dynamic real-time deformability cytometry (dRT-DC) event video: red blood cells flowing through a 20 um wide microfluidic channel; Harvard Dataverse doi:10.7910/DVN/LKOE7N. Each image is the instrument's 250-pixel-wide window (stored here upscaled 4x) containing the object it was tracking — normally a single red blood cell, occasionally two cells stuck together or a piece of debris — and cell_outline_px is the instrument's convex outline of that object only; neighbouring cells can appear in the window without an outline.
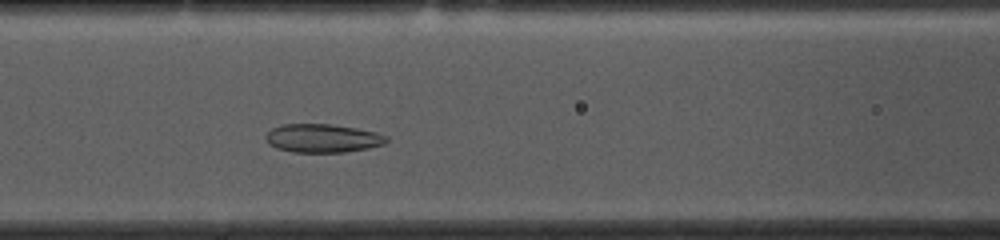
{"species": "common noctule bat (a hibernating species)", "species_latin": "Nyctalus noctula", "temperature_condition": "cold", "stored_images_in_passage": 38, "camera_frame_rate_fps": 3000, "um_per_image_px": 0.085, "animal": {"sex": "female", "body_mass_g": 10.0, "forearm_length_mm": 53.1}, "frame": {"image": 1, "passage_image": 16, "time_ms": 5.0, "image_size_px": [1000, 240], "cell_outline_px": [[388, 140], [384, 144], [368, 148], [344, 152], [292, 152], [276, 148], [268, 144], [264, 136], [272, 128], [284, 124], [328, 124], [356, 128], [376, 132], [388, 136]], "centroid_in_image_um": [27.41, 11.75], "position_along_channel_um": 139.2, "area_um2": 20.06}}
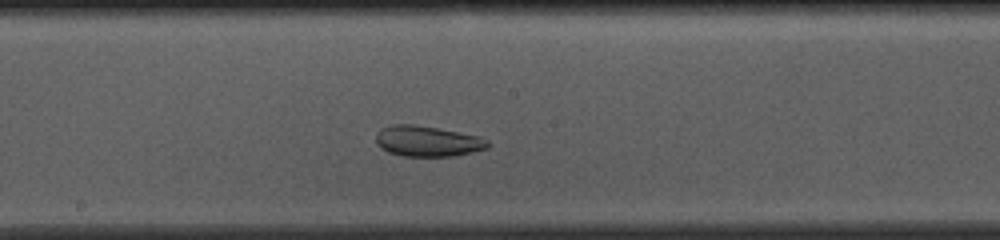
{"frame": {"image": 2, "passage_image": 22, "time_ms": 7.0, "image_size_px": [1000, 240], "cell_outline_px": [[492, 144], [488, 148], [452, 156], [404, 156], [388, 152], [380, 148], [376, 144], [376, 136], [380, 128], [392, 124], [412, 124], [436, 128], [476, 136], [488, 140]], "centroid_in_image_um": [36.29, 12.0], "position_along_channel_um": 211.9, "area_um2": 19.83}}
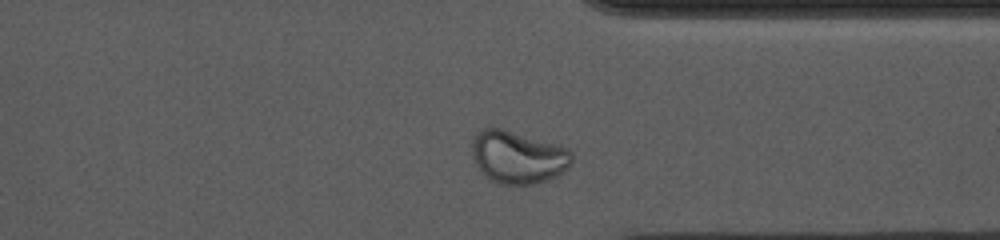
{"frame": {"image": 3, "passage_image": 35, "time_ms": 11.333, "image_size_px": [1000, 240], "cell_outline_px": [[572, 164], [568, 168], [556, 176], [532, 184], [500, 184], [484, 176], [480, 172], [472, 156], [472, 140], [476, 132], [484, 128], [500, 128], [556, 144], [568, 148], [572, 152]], "centroid_in_image_um": [44.0, 13.35], "position_along_channel_um": 367.4, "area_um2": 30.52}}